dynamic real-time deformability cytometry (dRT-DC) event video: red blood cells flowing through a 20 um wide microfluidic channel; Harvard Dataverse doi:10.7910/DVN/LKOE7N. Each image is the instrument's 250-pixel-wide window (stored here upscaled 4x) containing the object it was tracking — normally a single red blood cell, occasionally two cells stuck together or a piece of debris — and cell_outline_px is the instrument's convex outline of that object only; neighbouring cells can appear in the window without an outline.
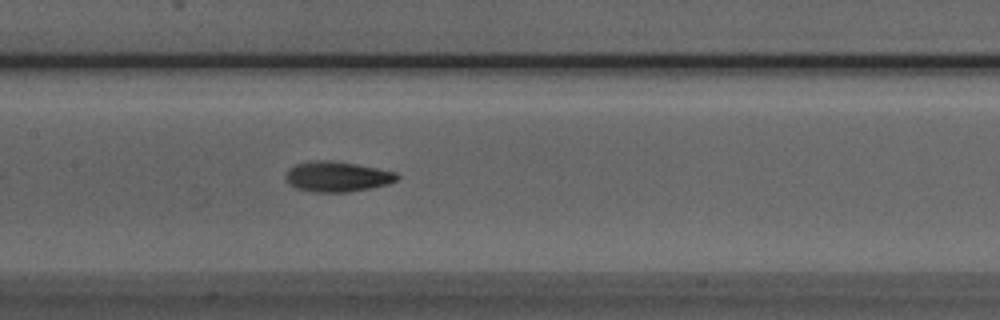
{"species": "Egyptian fruit bat (a non-hibernating species)", "species_latin": "Rousettus aegyptiacus", "temperature_condition": "room temperature", "stored_images_in_passage": 23, "camera_frame_rate_fps": 3000, "um_per_image_px": 0.085, "animal": {"sex": "male"}, "frame": {"image": 1, "passage_image": 23, "time_ms": 7.333, "image_size_px": [1000, 320], "cell_outline_px": [[400, 176], [396, 180], [388, 184], [348, 192], [312, 192], [296, 188], [288, 184], [284, 176], [284, 172], [288, 168], [296, 164], [308, 160], [332, 160], [356, 164], [396, 172]], "centroid_in_image_um": [28.59, 15.0], "position_along_channel_um": 178.8, "area_um2": 19.88}}